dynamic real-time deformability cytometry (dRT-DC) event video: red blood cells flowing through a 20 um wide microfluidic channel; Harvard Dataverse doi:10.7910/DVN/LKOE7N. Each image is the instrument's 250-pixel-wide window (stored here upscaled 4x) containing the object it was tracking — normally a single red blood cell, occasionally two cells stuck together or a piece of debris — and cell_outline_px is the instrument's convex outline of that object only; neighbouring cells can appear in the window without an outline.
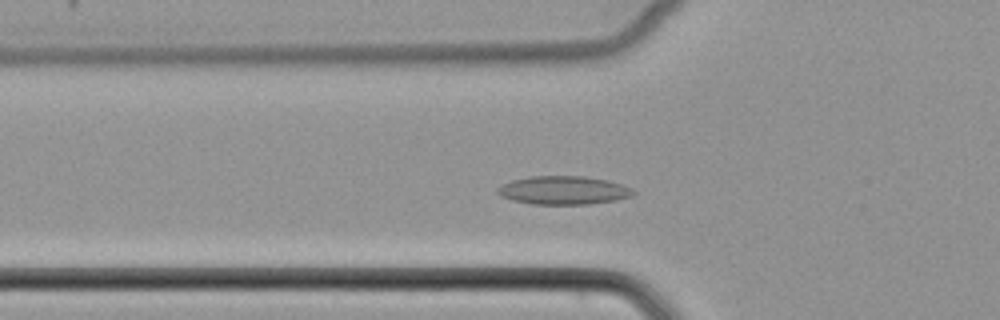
{"species": "common noctule bat (a hibernating species)", "species_latin": "Nyctalus noctula", "temperature_condition": "cold", "stored_images_in_passage": 48, "camera_frame_rate_fps": 3000, "um_per_image_px": 0.085, "animal": {"sex": "female", "body_mass_g": 22.7, "forearm_length_mm": 54.2}, "frame": {"image": 1, "passage_image": 14, "time_ms": 4.333, "image_size_px": [1000, 320], "cell_outline_px": [[636, 192], [632, 196], [616, 200], [588, 204], [532, 204], [512, 200], [500, 196], [496, 192], [496, 188], [512, 180], [532, 176], [584, 176], [608, 180], [632, 188]], "centroid_in_image_um": [47.9, 16.17], "position_along_channel_um": 77.9, "area_um2": 22.48}}
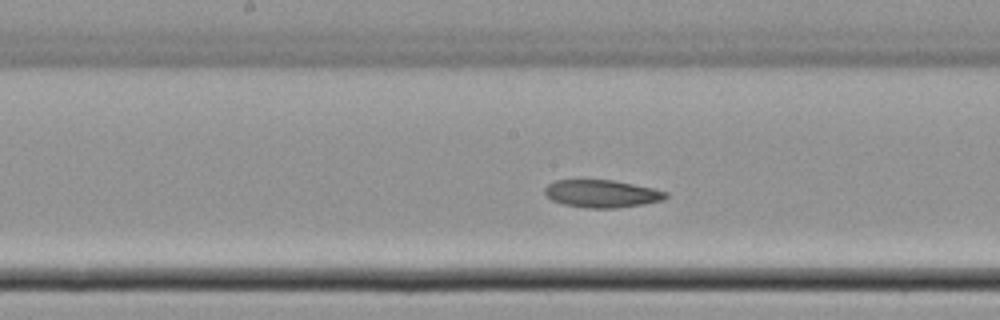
{"frame": {"image": 2, "passage_image": 23, "time_ms": 7.333, "image_size_px": [1000, 320], "cell_outline_px": [[668, 196], [664, 200], [644, 204], [616, 208], [584, 208], [564, 204], [552, 200], [544, 192], [544, 188], [548, 184], [556, 180], [612, 180], [652, 188], [668, 192]], "centroid_in_image_um": [51.16, 16.47], "position_along_channel_um": 197.0, "area_um2": 19.42}}
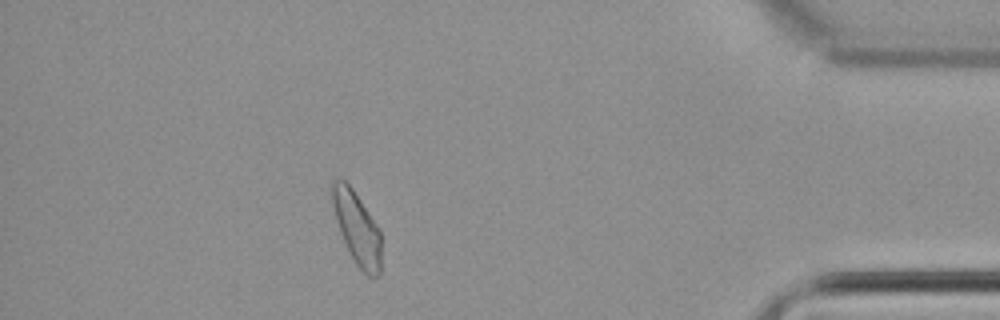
{"frame": {"image": 3, "passage_image": 42, "time_ms": 13.667, "image_size_px": [1000, 320], "cell_outline_px": [[380, 276], [376, 280], [368, 276], [356, 264], [340, 232], [336, 220], [332, 204], [332, 180], [344, 180], [352, 188], [376, 224], [380, 232]], "centroid_in_image_um": [30.35, 19.42], "position_along_channel_um": 404.9, "area_um2": 20.29}}